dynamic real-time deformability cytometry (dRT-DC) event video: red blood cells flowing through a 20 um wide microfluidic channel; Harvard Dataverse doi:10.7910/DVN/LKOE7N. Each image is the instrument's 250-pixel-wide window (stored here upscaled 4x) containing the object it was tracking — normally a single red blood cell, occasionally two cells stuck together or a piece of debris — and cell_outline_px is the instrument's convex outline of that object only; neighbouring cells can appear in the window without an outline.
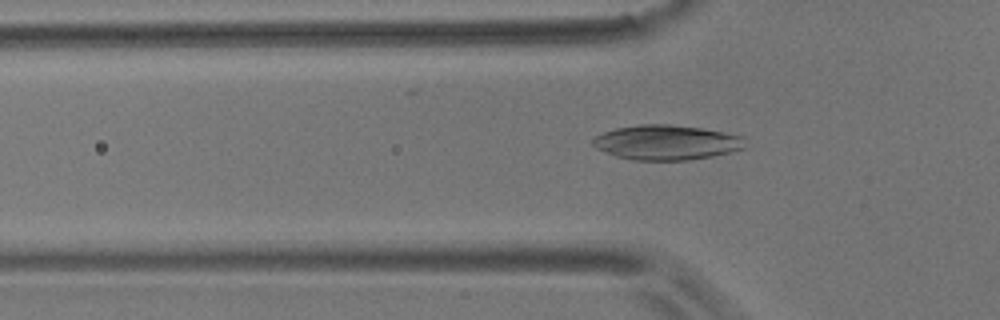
{"species": "common noctule bat (a hibernating species)", "species_latin": "Nyctalus noctula", "temperature_condition": "room temperature", "stored_images_in_passage": 56, "camera_frame_rate_fps": 3000, "um_per_image_px": 0.085, "animal": {"sex": "male", "body_mass_g": 17.9}, "frame": {"image": 1, "passage_image": 18, "time_ms": 5.667, "image_size_px": [1000, 320], "cell_outline_px": [[748, 148], [712, 156], [688, 160], [636, 160], [616, 156], [596, 148], [592, 144], [592, 140], [596, 136], [604, 132], [616, 128], [640, 124], [668, 124], [700, 128], [724, 132], [744, 136]], "centroid_in_image_um": [56.7, 12.1], "position_along_channel_um": 69.1, "area_um2": 30.98}}
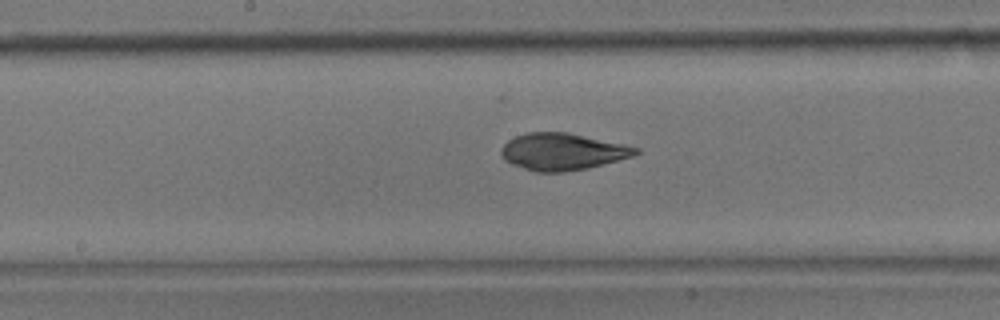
{"frame": {"image": 2, "passage_image": 29, "time_ms": 9.333, "image_size_px": [1000, 320], "cell_outline_px": [[640, 152], [632, 156], [588, 168], [560, 172], [536, 172], [512, 164], [504, 160], [500, 152], [500, 148], [508, 140], [516, 136], [528, 132], [568, 132], [624, 144], [640, 148]], "centroid_in_image_um": [47.79, 12.88], "position_along_channel_um": 200.4, "area_um2": 28.84}}
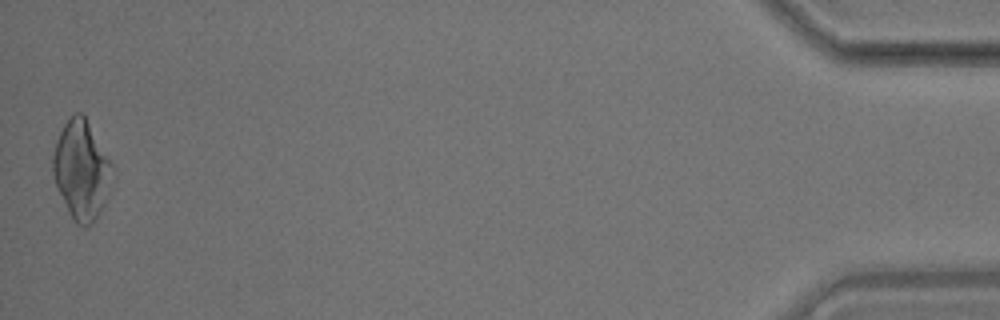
{"frame": {"image": 3, "passage_image": 56, "time_ms": 18.333, "image_size_px": [1000, 320], "cell_outline_px": [[112, 164], [108, 196], [96, 220], [92, 224], [84, 228], [76, 224], [72, 220], [68, 212], [56, 184], [52, 172], [52, 156], [56, 140], [64, 124], [76, 112], [84, 112]], "centroid_in_image_um": [6.91, 14.46], "position_along_channel_um": 428.3, "area_um2": 34.22}, "authors_computed_cell_mechanics": {"area_um2": 29.7959, "velocity_mm_per_s": 3.5488, "shape_relaxation_time_tau1_ms": 4.3768, "shape_relaxation_time_tau2_ms": 1.8904, "deformation_change_tau1": 0.1304, "deformation_change_tau2": 0.036}}